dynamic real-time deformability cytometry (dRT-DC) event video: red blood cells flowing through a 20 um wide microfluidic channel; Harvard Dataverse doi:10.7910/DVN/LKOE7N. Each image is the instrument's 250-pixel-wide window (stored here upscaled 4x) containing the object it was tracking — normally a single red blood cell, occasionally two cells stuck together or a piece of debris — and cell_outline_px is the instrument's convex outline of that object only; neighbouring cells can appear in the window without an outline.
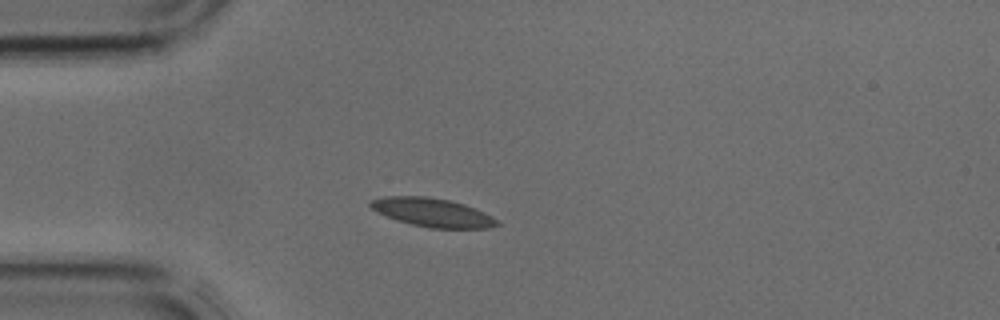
{"species": "common noctule bat (a hibernating species)", "species_latin": "Nyctalus noctula", "temperature_condition": "cold", "stored_images_in_passage": 32, "camera_frame_rate_fps": 3000, "um_per_image_px": 0.085, "animal": {"sex": "male", "body_mass_g": 17.9, "forearm_length_mm": 54.2}, "frame": {"image": 1, "passage_image": 1, "time_ms": 0.0, "image_size_px": [1000, 320], "cell_outline_px": [[500, 224], [488, 228], [428, 228], [396, 220], [376, 212], [368, 204], [368, 200], [384, 196], [428, 196], [448, 200], [464, 204], [484, 212], [500, 220]], "centroid_in_image_um": [36.73, 18.05], "position_along_channel_um": 48.3, "area_um2": 21.27}}
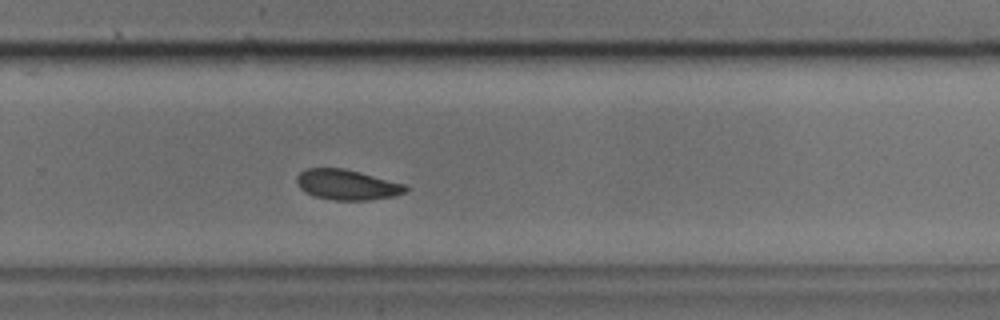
{"frame": {"image": 2, "passage_image": 18, "time_ms": 5.667, "image_size_px": [1000, 320], "cell_outline_px": [[408, 188], [404, 192], [396, 196], [368, 200], [336, 200], [316, 196], [304, 192], [296, 184], [296, 176], [300, 172], [308, 168], [344, 168], [408, 184]], "centroid_in_image_um": [29.51, 15.69], "position_along_channel_um": 300.3, "area_um2": 19.36}}
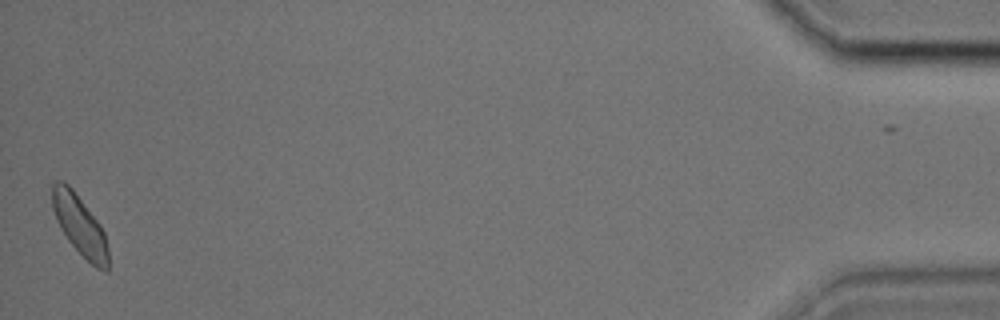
{"frame": {"image": 3, "passage_image": 32, "time_ms": 10.333, "image_size_px": [1000, 320], "cell_outline_px": [[108, 272], [104, 272], [96, 268], [68, 240], [60, 228], [52, 208], [52, 184], [56, 180], [64, 180], [72, 188], [100, 224], [104, 232], [108, 248]], "centroid_in_image_um": [6.78, 19.13], "position_along_channel_um": 428.4, "area_um2": 19.48}}